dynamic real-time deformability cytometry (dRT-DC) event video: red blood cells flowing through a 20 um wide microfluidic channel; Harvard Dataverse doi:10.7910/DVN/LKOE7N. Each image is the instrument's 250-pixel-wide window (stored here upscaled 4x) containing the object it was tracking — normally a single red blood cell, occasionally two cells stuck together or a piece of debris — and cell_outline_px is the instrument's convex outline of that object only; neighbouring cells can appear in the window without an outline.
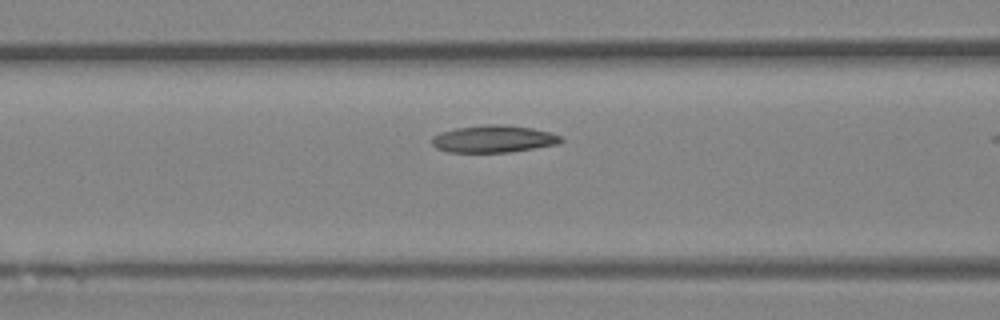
{"species": "Egyptian fruit bat (a non-hibernating species)", "species_latin": "Rousettus aegyptiacus", "temperature_condition": "room temperature", "stored_images_in_passage": 42, "camera_frame_rate_fps": 3000, "um_per_image_px": 0.085, "animal": {"sex": "female"}, "frame": {"image": 1, "passage_image": 14, "time_ms": 4.333, "image_size_px": [1000, 320], "cell_outline_px": [[564, 140], [556, 144], [512, 152], [448, 152], [436, 148], [432, 144], [432, 136], [440, 132], [456, 128], [488, 124], [500, 124], [532, 128], [552, 132], [564, 136]], "centroid_in_image_um": [41.97, 11.8], "position_along_channel_um": 124.6, "area_um2": 20.58}}
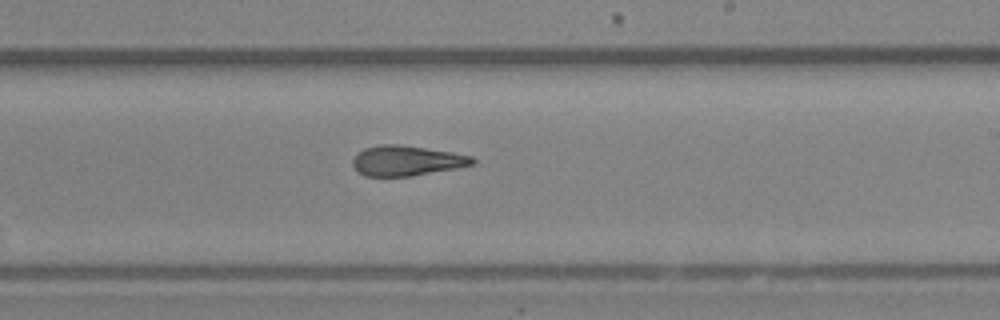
{"frame": {"image": 2, "passage_image": 23, "time_ms": 7.333, "image_size_px": [1000, 320], "cell_outline_px": [[476, 164], [456, 168], [412, 176], [364, 176], [352, 164], [352, 160], [356, 152], [364, 148], [380, 144], [400, 144], [452, 152], [472, 156], [476, 160]], "centroid_in_image_um": [34.56, 13.65], "position_along_channel_um": 254.4, "area_um2": 21.15}}
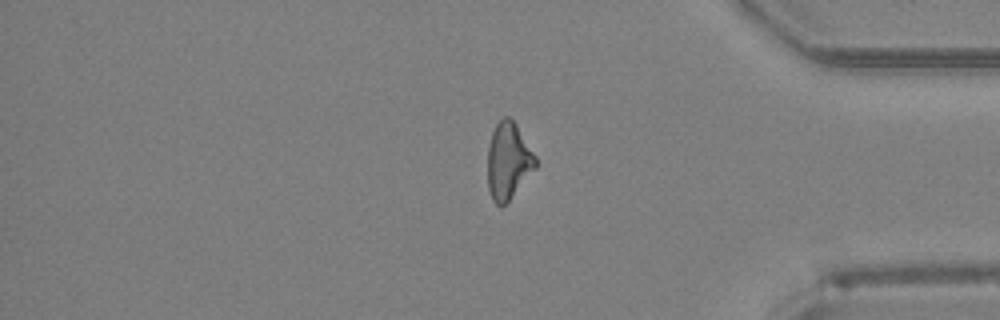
{"frame": {"image": 3, "passage_image": 34, "time_ms": 11.0, "image_size_px": [1000, 320], "cell_outline_px": [[536, 168], [508, 200], [500, 208], [492, 200], [488, 188], [488, 148], [492, 132], [496, 124], [504, 116], [508, 116], [516, 124], [536, 156]], "centroid_in_image_um": [43.2, 13.68], "position_along_channel_um": 392.0, "area_um2": 21.21}, "authors_computed_cell_mechanics": {"area_um2": 21.5883, "velocity_mm_per_s": 4.3279, "shape_relaxation_time_tau1_ms": null, "shape_relaxation_time_tau2_ms": 5.1093, "deformation_change_tau1": null, "deformation_change_tau2": 0.1726}}